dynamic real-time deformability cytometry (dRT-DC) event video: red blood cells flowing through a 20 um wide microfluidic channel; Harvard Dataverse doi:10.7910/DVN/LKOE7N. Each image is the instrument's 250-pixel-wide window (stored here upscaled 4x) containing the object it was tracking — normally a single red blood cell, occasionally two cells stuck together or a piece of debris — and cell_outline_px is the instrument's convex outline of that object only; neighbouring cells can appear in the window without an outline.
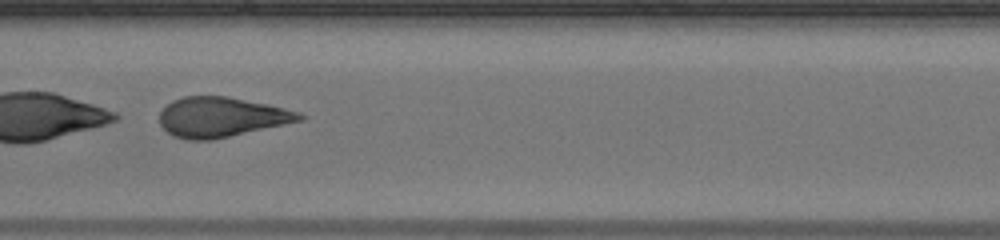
{"species": "human", "species_latin": "Homo sapiens", "temperature_condition": "warm", "stored_images_in_passage": 32, "camera_frame_rate_fps": 3000, "um_per_image_px": 0.085, "donor": {"sex": "male"}, "frame": {"image": 1, "passage_image": 10, "time_ms": 3.0, "image_size_px": [1000, 240], "cell_outline_px": [[308, 116], [304, 120], [228, 136], [208, 140], [188, 140], [172, 136], [160, 124], [160, 112], [172, 100], [184, 96], [224, 96], [268, 104], [300, 112]], "centroid_in_image_um": [18.82, 9.95], "position_along_channel_um": 188.6, "area_um2": 32.31}}
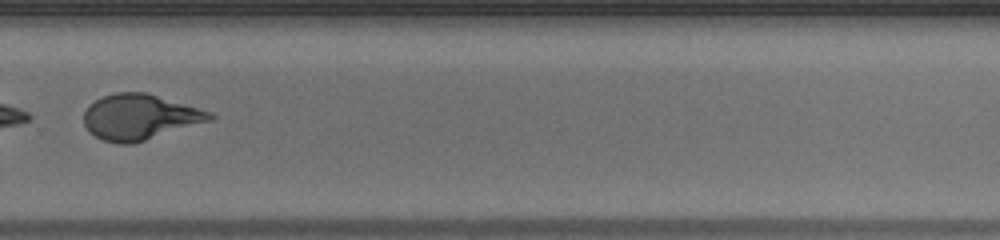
{"frame": {"image": 2, "passage_image": 19, "time_ms": 6.0, "image_size_px": [1000, 240], "cell_outline_px": [[216, 116], [212, 120], [132, 144], [116, 144], [104, 140], [88, 132], [84, 124], [84, 112], [88, 104], [104, 96], [116, 92], [148, 92], [212, 112]], "centroid_in_image_um": [11.87, 9.94], "position_along_channel_um": 317.9, "area_um2": 33.52}}